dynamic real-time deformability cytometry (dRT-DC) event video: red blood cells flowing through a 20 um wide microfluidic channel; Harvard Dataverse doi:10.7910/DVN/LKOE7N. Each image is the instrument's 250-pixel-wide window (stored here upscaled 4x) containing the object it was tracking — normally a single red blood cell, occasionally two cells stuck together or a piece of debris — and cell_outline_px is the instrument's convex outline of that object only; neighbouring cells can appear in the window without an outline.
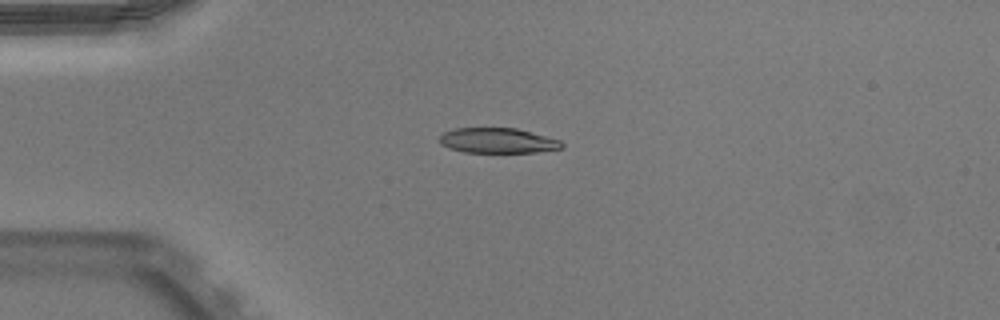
{"species": "Egyptian fruit bat (a non-hibernating species)", "species_latin": "Rousettus aegyptiacus", "temperature_condition": "warm", "stored_images_in_passage": 39, "segment_of_instrument_passage": [1, 2], "camera_frame_rate_fps": 3000, "um_per_image_px": 0.085, "animal": {"sex": "male"}, "frame": {"image": 1, "passage_image": 1, "time_ms": 0.0, "image_size_px": [1000, 320], "cell_outline_px": [[564, 148], [536, 152], [464, 152], [448, 148], [440, 144], [440, 136], [444, 132], [452, 128], [516, 128], [560, 140], [564, 144]], "centroid_in_image_um": [42.29, 11.95], "position_along_channel_um": 42.7, "area_um2": 17.92}}